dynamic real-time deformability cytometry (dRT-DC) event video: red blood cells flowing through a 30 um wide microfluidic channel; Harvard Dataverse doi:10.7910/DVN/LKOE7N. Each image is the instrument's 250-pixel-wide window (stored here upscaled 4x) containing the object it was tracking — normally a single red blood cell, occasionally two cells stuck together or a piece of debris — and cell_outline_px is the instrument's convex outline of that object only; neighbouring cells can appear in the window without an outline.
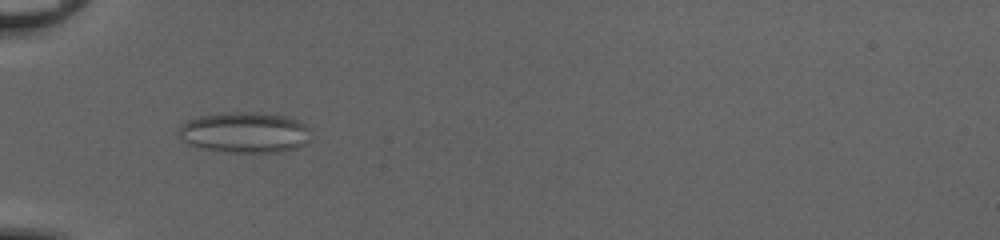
{"species": "common noctule bat (a hibernating species)", "species_latin": "Nyctalus noctula", "temperature_condition": "cold", "stored_images_in_passage": 55, "camera_frame_rate_fps": 3000, "um_per_image_px": 0.085, "animal": {"sex": "female", "body_mass_g": 20.0, "forearm_length_mm": 54.0}, "frame": {"image": 1, "passage_image": 20, "time_ms": 6.333, "image_size_px": [1000, 240], "cell_outline_px": [[308, 144], [296, 148], [280, 152], [224, 152], [200, 148], [188, 144], [180, 136], [180, 128], [188, 120], [200, 116], [224, 112], [260, 112], [284, 116], [296, 120], [304, 124], [308, 128]], "centroid_in_image_um": [20.81, 11.26], "position_along_channel_um": 64.2, "area_um2": 31.27}}
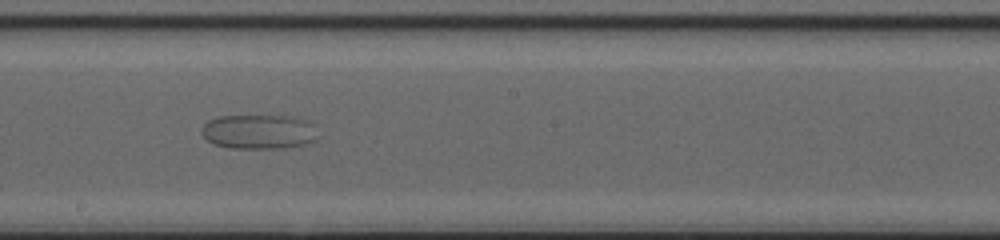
{"frame": {"image": 2, "passage_image": 33, "time_ms": 10.667, "image_size_px": [1000, 240], "cell_outline_px": [[316, 140], [308, 144], [284, 148], [232, 148], [216, 144], [208, 140], [200, 132], [200, 128], [208, 120], [220, 116], [296, 116], [312, 124]], "centroid_in_image_um": [21.98, 11.2], "position_along_channel_um": 226.2, "area_um2": 23.29}}
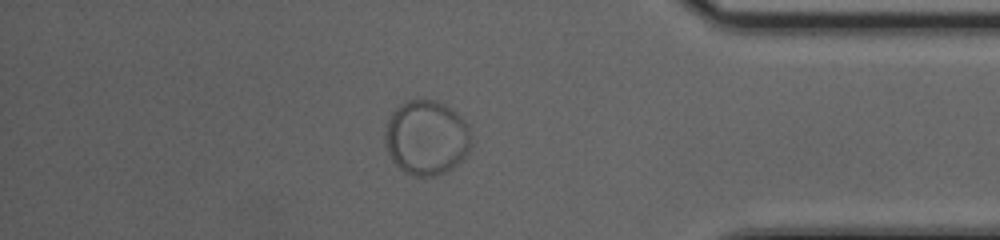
{"frame": {"image": 3, "passage_image": 48, "time_ms": 15.667, "image_size_px": [1000, 240], "cell_outline_px": [[472, 144], [468, 156], [464, 160], [452, 168], [444, 172], [432, 176], [416, 176], [404, 172], [392, 160], [384, 144], [384, 132], [388, 120], [392, 112], [400, 104], [408, 100], [432, 100], [444, 104], [456, 112], [464, 120], [468, 128]], "centroid_in_image_um": [36.25, 11.71], "position_along_channel_um": 398.9, "area_um2": 37.74}}